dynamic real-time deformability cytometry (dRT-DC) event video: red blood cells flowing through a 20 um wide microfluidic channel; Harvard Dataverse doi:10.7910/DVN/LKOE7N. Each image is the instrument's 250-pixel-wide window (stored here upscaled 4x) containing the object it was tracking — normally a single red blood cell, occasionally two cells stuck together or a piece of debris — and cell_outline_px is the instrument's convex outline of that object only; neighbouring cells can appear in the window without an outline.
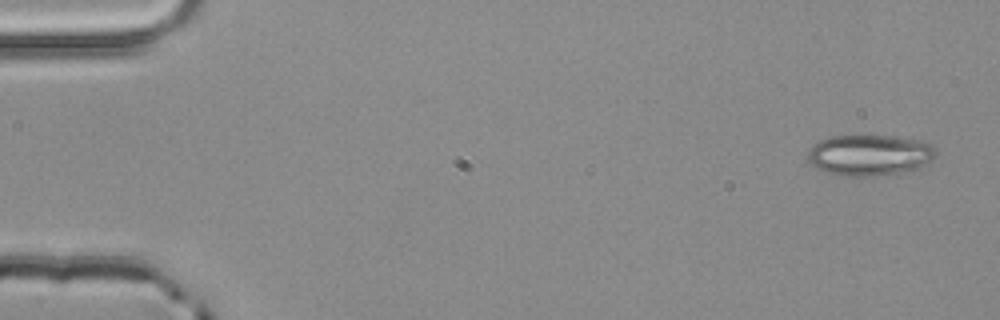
{"species": "common noctule bat (a hibernating species)", "species_latin": "Nyctalus noctula", "temperature_condition": "room temperature", "stored_images_in_passage": 4, "camera_frame_rate_fps": 3000, "um_per_image_px": 0.085, "animal": {"sex": "male", "body_mass_g": 20.4}, "frame": {"image": 1, "passage_image": 1, "time_ms": 0.0, "image_size_px": [1000, 320], "cell_outline_px": [[936, 156], [928, 164], [916, 168], [900, 172], [872, 176], [848, 176], [828, 172], [816, 168], [808, 160], [808, 152], [812, 144], [820, 140], [832, 136], [896, 136], [924, 140], [936, 148]], "centroid_in_image_um": [73.95, 13.16], "position_along_channel_um": 11.1, "area_um2": 30.63}}